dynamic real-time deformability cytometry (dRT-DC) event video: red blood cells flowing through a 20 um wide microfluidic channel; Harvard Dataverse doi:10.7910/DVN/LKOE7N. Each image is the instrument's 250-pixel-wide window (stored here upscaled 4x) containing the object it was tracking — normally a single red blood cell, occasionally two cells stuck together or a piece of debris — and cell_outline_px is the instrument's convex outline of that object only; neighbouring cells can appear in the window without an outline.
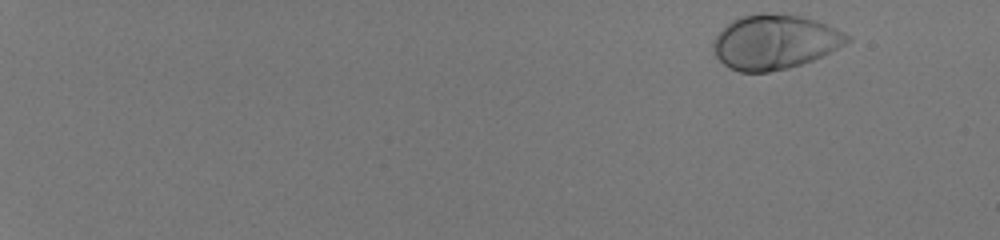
{"species": "human", "species_latin": "Homo sapiens", "temperature_condition": "room temperature", "stored_images_in_passage": 51, "camera_frame_rate_fps": 3000, "um_per_image_px": 0.085, "donor": {"sex": "male"}, "frame": {"image": 1, "passage_image": 2, "time_ms": 0.333, "image_size_px": [1000, 240], "cell_outline_px": [[852, 40], [812, 60], [788, 68], [768, 72], [740, 72], [728, 68], [716, 56], [712, 48], [712, 44], [716, 36], [732, 20], [740, 16], [760, 12], [764, 12], [800, 16], [816, 20], [836, 28], [852, 36]], "centroid_in_image_um": [65.84, 3.56], "position_along_channel_um": 19.2, "area_um2": 42.48}}
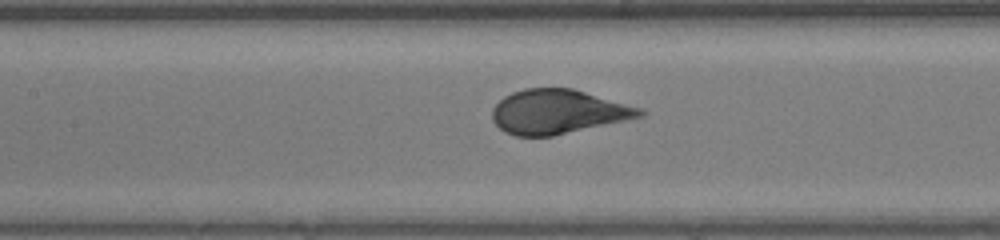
{"frame": {"image": 2, "passage_image": 28, "time_ms": 9.0, "image_size_px": [1000, 240], "cell_outline_px": [[648, 112], [644, 116], [552, 136], [516, 136], [504, 132], [492, 120], [492, 108], [504, 96], [512, 92], [524, 88], [572, 88], [640, 108]], "centroid_in_image_um": [47.4, 9.5], "position_along_channel_um": 160.0, "area_um2": 37.86}}
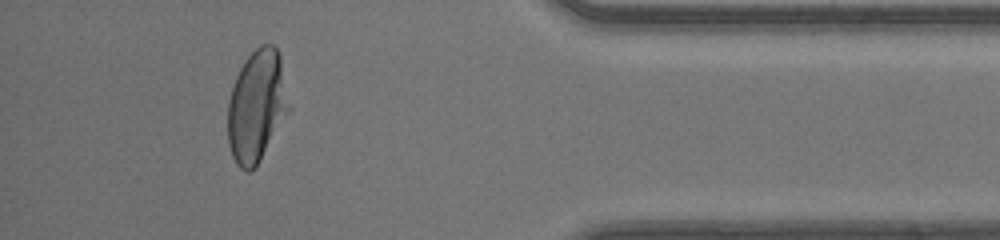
{"frame": {"image": 3, "passage_image": 48, "time_ms": 15.667, "image_size_px": [1000, 240], "cell_outline_px": [[292, 108], [260, 160], [248, 172], [240, 168], [236, 164], [232, 156], [228, 144], [228, 100], [236, 76], [244, 60], [260, 44], [272, 44], [276, 48], [280, 56]], "centroid_in_image_um": [21.84, 9.0], "position_along_channel_um": 413.4, "area_um2": 40.17}, "authors_computed_cell_mechanics": {"area_um2": 39.882, "velocity_mm_per_s": 4.1466, "shape_relaxation_time_tau1_ms": 3.0605, "shape_relaxation_time_tau2_ms": null, "deformation_change_tau1": 0.1841, "deformation_change_tau2": null}}